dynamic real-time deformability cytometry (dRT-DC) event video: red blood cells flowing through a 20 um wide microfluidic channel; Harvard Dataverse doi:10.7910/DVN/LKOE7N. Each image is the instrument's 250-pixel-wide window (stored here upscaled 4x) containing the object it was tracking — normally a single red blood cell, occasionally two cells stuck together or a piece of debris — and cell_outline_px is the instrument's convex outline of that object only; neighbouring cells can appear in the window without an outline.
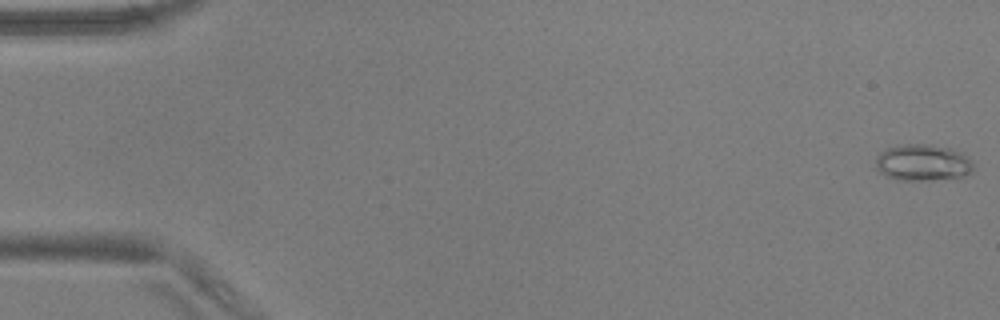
{"species": "common noctule bat (a hibernating species)", "species_latin": "Nyctalus noctula", "temperature_condition": "warm", "stored_images_in_passage": 2, "camera_frame_rate_fps": 3000, "um_per_image_px": 0.085, "animal": {"sex": "male", "body_mass_g": 17.9, "forearm_length_mm": 54.2}, "frame": {"image": 1, "passage_image": 1, "time_ms": 0.0, "image_size_px": [1000, 320], "cell_outline_px": [[972, 172], [960, 176], [932, 180], [896, 180], [880, 172], [876, 168], [876, 156], [880, 152], [888, 148], [904, 144], [924, 144], [948, 148], [964, 152], [972, 164]], "centroid_in_image_um": [78.41, 13.82], "position_along_channel_um": 6.6, "area_um2": 20.58}}